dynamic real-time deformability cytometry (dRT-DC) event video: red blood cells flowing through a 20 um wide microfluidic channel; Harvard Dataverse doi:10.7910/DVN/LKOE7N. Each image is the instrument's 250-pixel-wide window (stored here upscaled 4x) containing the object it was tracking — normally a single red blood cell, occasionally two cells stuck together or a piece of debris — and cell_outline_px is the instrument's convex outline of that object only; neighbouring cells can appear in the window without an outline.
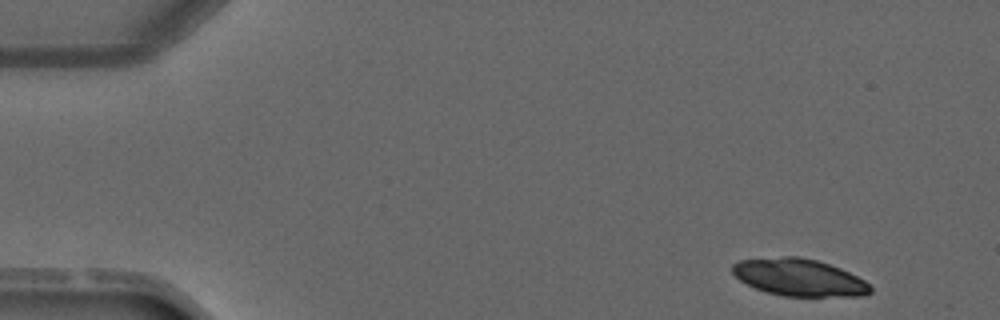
{"species": "common noctule bat (a hibernating species)", "species_latin": "Nyctalus noctula", "temperature_condition": "warm", "stored_images_in_passage": 5, "camera_frame_rate_fps": 3000, "um_per_image_px": 0.085, "animal": {"sex": "male", "forearm_length_mm": 52.5}, "frame": {"image": 1, "passage_image": 1, "time_ms": 0.0, "image_size_px": [1000, 320], "cell_outline_px": [[872, 292], [864, 296], [784, 296], [764, 292], [740, 280], [732, 272], [732, 264], [740, 260], [784, 256], [800, 256], [816, 260], [840, 268], [864, 280], [872, 288]], "centroid_in_image_um": [67.92, 23.58], "position_along_channel_um": 17.1, "area_um2": 29.82}}
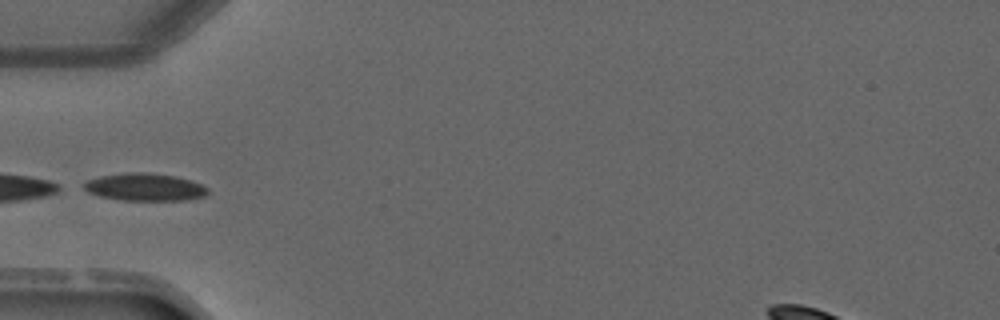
{"frame": {"image": 2, "passage_image": 4, "time_ms": 3.667, "image_size_px": [1000, 320], "cell_outline_px": [[208, 192], [204, 196], [188, 200], [120, 200], [100, 196], [88, 192], [84, 188], [84, 184], [88, 180], [100, 176], [124, 172], [144, 172], [176, 176], [192, 180], [208, 188]], "centroid_in_image_um": [12.32, 15.9], "position_along_channel_um": 72.7, "area_um2": 19.88}}
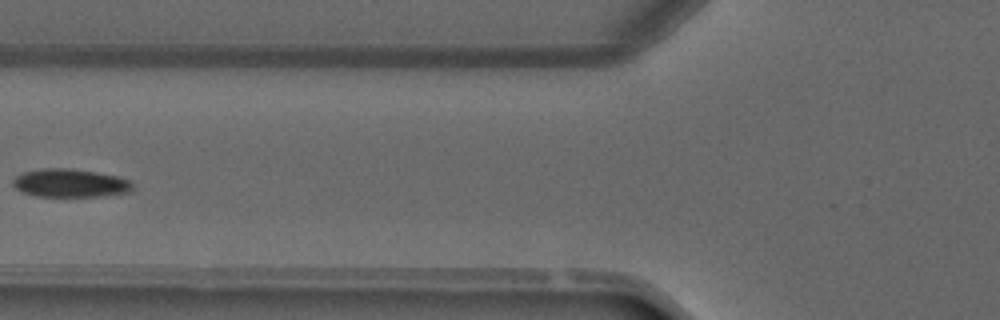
{"frame": {"image": 3, "passage_image": 5, "time_ms": 4.667, "image_size_px": [1000, 320], "cell_outline_px": [[132, 188], [128, 192], [104, 196], [36, 196], [20, 192], [12, 184], [12, 180], [16, 176], [24, 172], [44, 168], [68, 168], [96, 172], [116, 176], [132, 180]], "centroid_in_image_um": [5.95, 15.56], "position_along_channel_um": 119.9, "area_um2": 19.71}}